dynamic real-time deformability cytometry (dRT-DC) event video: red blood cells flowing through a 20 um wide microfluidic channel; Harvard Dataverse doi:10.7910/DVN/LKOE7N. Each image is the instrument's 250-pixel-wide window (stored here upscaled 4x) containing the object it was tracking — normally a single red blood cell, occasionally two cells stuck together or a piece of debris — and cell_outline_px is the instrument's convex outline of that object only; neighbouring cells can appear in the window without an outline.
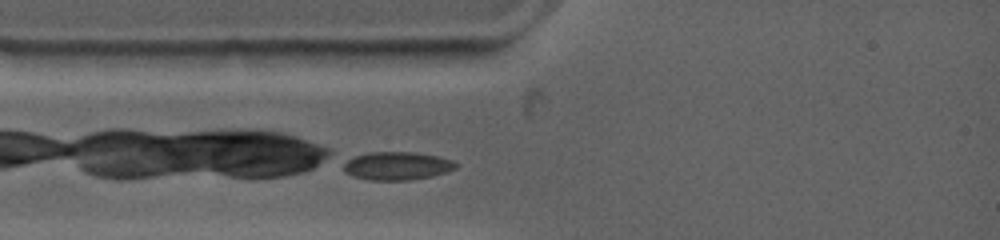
{"species": "common noctule bat (a hibernating species)", "species_latin": "Nyctalus noctula", "temperature_condition": "warm", "stored_images_in_passage": 8, "camera_frame_rate_fps": 4500, "um_per_image_px": 0.085, "animal": {"sex": "female", "body_mass_g": 19.0, "forearm_length_mm": 53.3}, "frame": {"image": 1, "passage_image": 1, "time_ms": 0.0, "image_size_px": [1000, 240], "cell_outline_px": [[460, 164], [456, 168], [432, 176], [408, 180], [368, 180], [352, 176], [344, 172], [344, 164], [348, 160], [356, 156], [368, 152], [412, 152], [436, 156], [452, 160]], "centroid_in_image_um": [33.75, 14.1], "position_along_channel_um": 51.3, "area_um2": 18.32}}
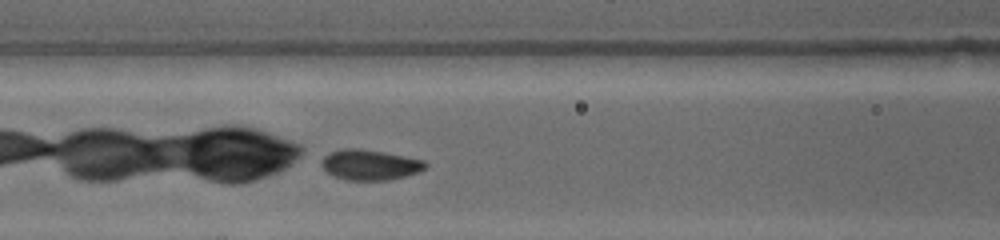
{"frame": {"image": 2, "passage_image": 6, "time_ms": 2.222, "image_size_px": [1000, 240], "cell_outline_px": [[428, 164], [420, 172], [392, 180], [344, 180], [332, 176], [320, 164], [324, 156], [332, 152], [352, 148], [380, 152], [424, 160]], "centroid_in_image_um": [31.46, 14.04], "position_along_channel_um": 135.1, "area_um2": 18.09}}
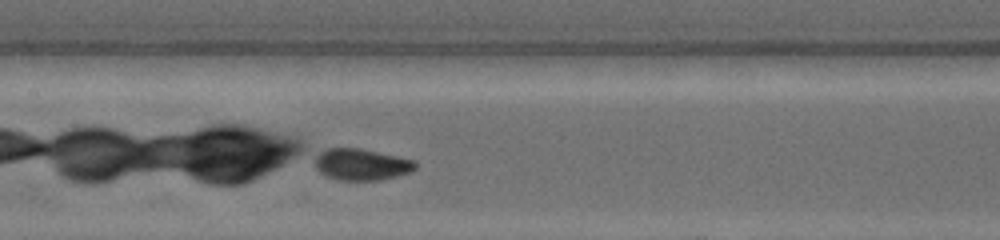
{"frame": {"image": 3, "passage_image": 8, "time_ms": 3.333, "image_size_px": [1000, 240], "cell_outline_px": [[416, 168], [408, 172], [396, 176], [380, 180], [336, 180], [324, 176], [316, 168], [316, 156], [320, 152], [332, 148], [356, 148], [376, 152], [412, 160], [416, 164]], "centroid_in_image_um": [30.67, 14.0], "position_along_channel_um": 176.7, "area_um2": 18.03}}